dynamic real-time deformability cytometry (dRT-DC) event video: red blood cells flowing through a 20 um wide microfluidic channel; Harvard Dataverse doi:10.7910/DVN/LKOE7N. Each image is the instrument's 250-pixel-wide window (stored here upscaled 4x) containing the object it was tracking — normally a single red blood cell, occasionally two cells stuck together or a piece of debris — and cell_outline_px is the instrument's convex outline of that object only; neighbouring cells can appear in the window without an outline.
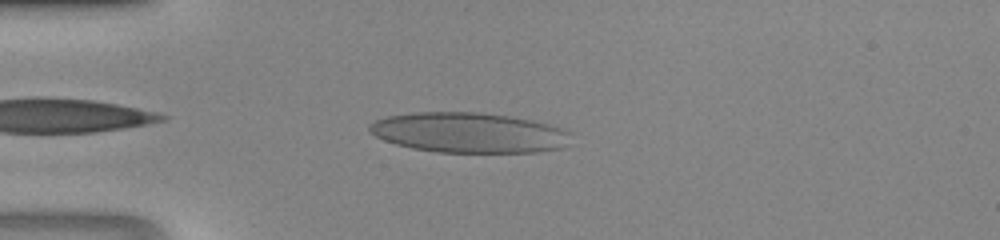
{"species": "human", "species_latin": "Homo sapiens", "temperature_condition": "room temperature", "stored_images_in_passage": 36, "camera_frame_rate_fps": 3000, "um_per_image_px": 0.085, "donor": {"sex": "male"}, "frame": {"image": 1, "passage_image": 2, "time_ms": 0.333, "image_size_px": [1000, 240], "cell_outline_px": [[572, 132], [564, 148], [536, 152], [436, 152], [412, 148], [396, 144], [384, 140], [368, 132], [368, 124], [376, 120], [388, 116], [412, 112], [480, 112], [512, 116], [532, 120], [564, 128]], "centroid_in_image_um": [39.86, 11.27], "position_along_channel_um": 45.1, "area_um2": 47.51}}
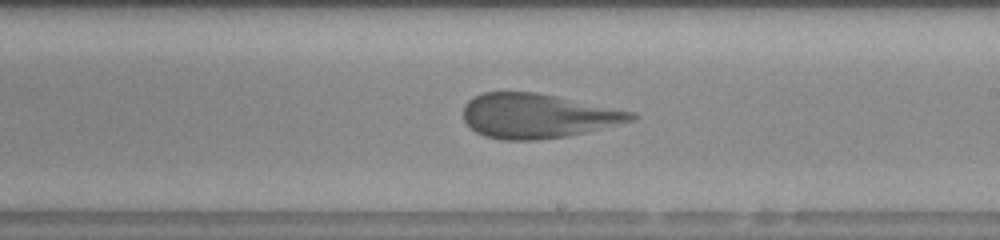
{"frame": {"image": 2, "passage_image": 17, "time_ms": 5.333, "image_size_px": [1000, 240], "cell_outline_px": [[636, 120], [568, 136], [536, 140], [500, 140], [484, 136], [476, 132], [464, 120], [464, 104], [472, 96], [484, 92], [536, 92], [636, 112]], "centroid_in_image_um": [45.68, 9.85], "position_along_channel_um": 243.3, "area_um2": 43.64}}
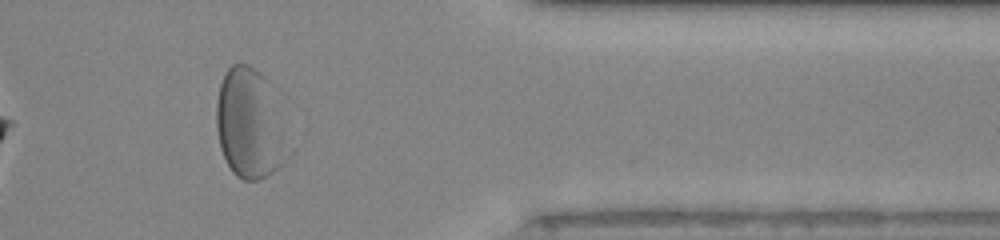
{"frame": {"image": 3, "passage_image": 28, "time_ms": 9.0, "image_size_px": [1000, 240], "cell_outline_px": [[296, 148], [272, 172], [260, 180], [244, 180], [236, 176], [232, 172], [220, 148], [216, 128], [216, 104], [220, 84], [228, 68], [232, 64], [248, 64], [260, 72], [268, 80]], "centroid_in_image_um": [21.32, 10.55], "position_along_channel_um": 390.1, "area_um2": 47.22}}